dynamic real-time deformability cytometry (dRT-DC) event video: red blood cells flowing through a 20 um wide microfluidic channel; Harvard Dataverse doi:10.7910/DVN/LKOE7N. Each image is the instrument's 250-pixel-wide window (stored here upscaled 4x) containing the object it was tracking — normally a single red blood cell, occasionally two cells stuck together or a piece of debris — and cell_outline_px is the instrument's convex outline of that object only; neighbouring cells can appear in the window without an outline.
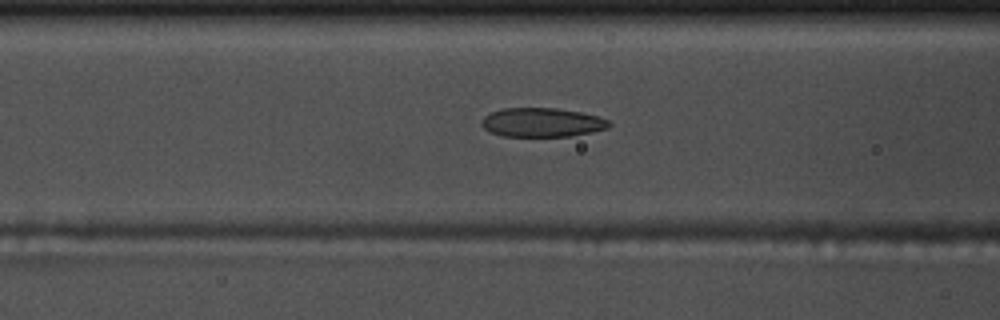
{"species": "common noctule bat (a hibernating species)", "species_latin": "Nyctalus noctula", "temperature_condition": "warm", "stored_images_in_passage": 38, "segment_of_instrument_passage": [1, 2], "camera_frame_rate_fps": 3000, "um_per_image_px": 0.085, "animal": {"sex": "male", "body_mass_g": 17.5, "forearm_length_mm": 52.3}, "frame": {"image": 1, "passage_image": 4, "time_ms": 1.0, "image_size_px": [1000, 320], "cell_outline_px": [[612, 124], [608, 128], [592, 132], [568, 136], [504, 136], [488, 132], [480, 124], [480, 120], [484, 116], [492, 112], [504, 108], [556, 108], [580, 112], [596, 116], [608, 120]], "centroid_in_image_um": [46.04, 10.41], "position_along_channel_um": 120.6, "area_um2": 21.56}}
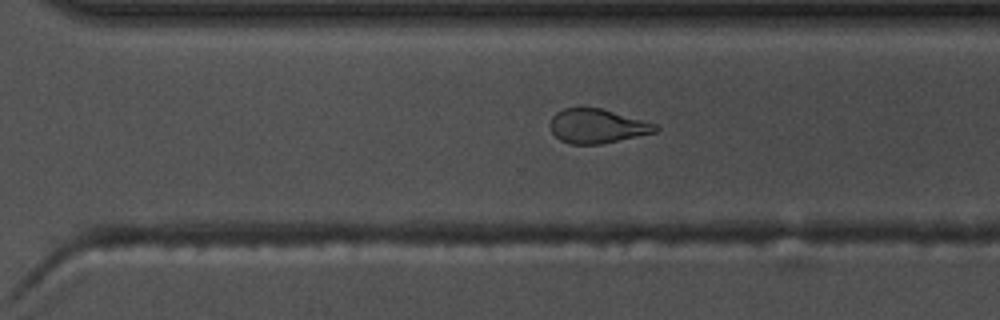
{"frame": {"image": 2, "passage_image": 20, "time_ms": 6.333, "image_size_px": [1000, 320], "cell_outline_px": [[660, 128], [656, 132], [600, 144], [568, 144], [560, 140], [552, 132], [548, 124], [552, 116], [556, 112], [564, 108], [600, 108], [656, 124]], "centroid_in_image_um": [50.71, 10.72], "position_along_channel_um": 319.9, "area_um2": 20.87}}
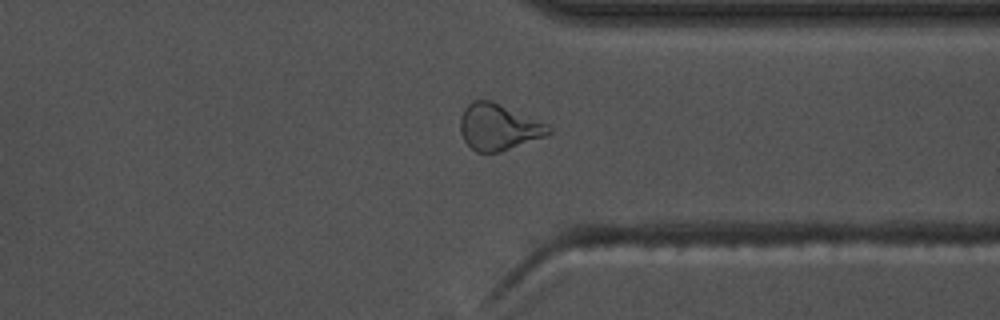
{"frame": {"image": 3, "passage_image": 24, "time_ms": 7.667, "image_size_px": [1000, 320], "cell_outline_px": [[552, 132], [548, 136], [500, 152], [476, 152], [464, 140], [460, 132], [460, 116], [464, 108], [472, 100], [492, 100], [548, 124], [552, 128]], "centroid_in_image_um": [42.39, 10.79], "position_along_channel_um": 369.0, "area_um2": 24.1}}